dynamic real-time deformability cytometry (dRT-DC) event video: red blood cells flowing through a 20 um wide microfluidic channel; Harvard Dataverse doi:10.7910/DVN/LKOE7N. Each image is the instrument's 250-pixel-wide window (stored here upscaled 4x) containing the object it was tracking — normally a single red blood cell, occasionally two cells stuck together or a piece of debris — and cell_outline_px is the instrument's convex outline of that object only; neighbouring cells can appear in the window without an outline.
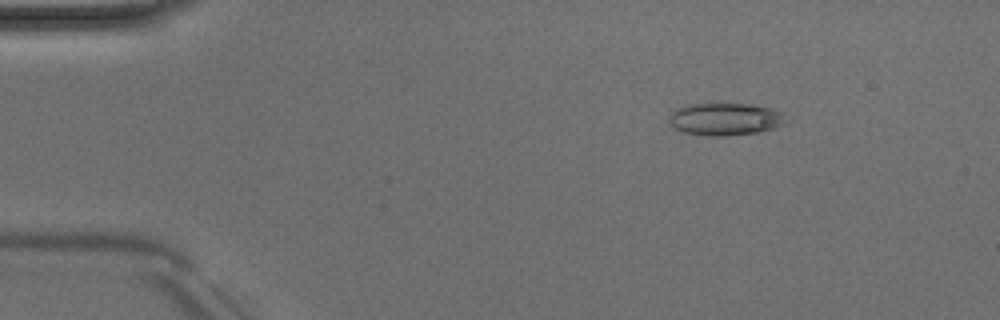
{"species": "Egyptian fruit bat (a non-hibernating species)", "species_latin": "Rousettus aegyptiacus", "temperature_condition": "room temperature", "stored_images_in_passage": 51, "camera_frame_rate_fps": 3000, "um_per_image_px": 0.085, "animal": {"sex": "male"}, "frame": {"image": 1, "passage_image": 8, "time_ms": 2.333, "image_size_px": [1000, 320], "cell_outline_px": [[788, 124], [756, 132], [724, 136], [708, 136], [684, 132], [676, 128], [668, 120], [672, 112], [688, 104], [752, 104], [784, 112]], "centroid_in_image_um": [61.69, 10.12], "position_along_channel_um": 23.3, "area_um2": 21.91}}
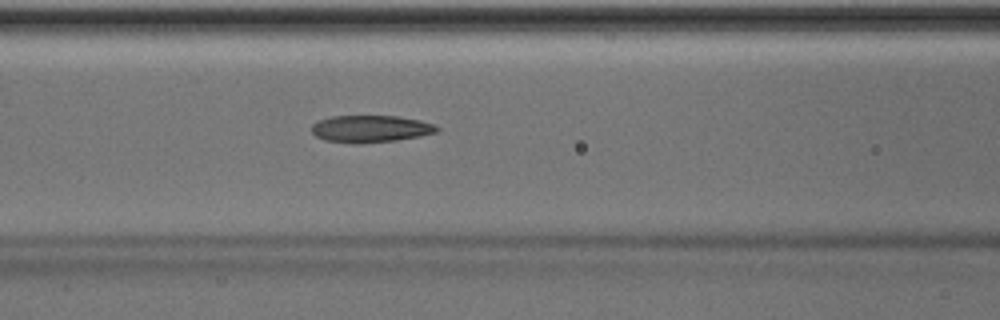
{"frame": {"image": 2, "passage_image": 22, "time_ms": 7.0, "image_size_px": [1000, 320], "cell_outline_px": [[440, 128], [436, 132], [420, 136], [396, 140], [360, 144], [356, 144], [324, 140], [316, 136], [312, 132], [312, 124], [316, 120], [332, 116], [396, 116], [420, 120], [436, 124]], "centroid_in_image_um": [31.48, 10.95], "position_along_channel_um": 135.1, "area_um2": 19.94}}
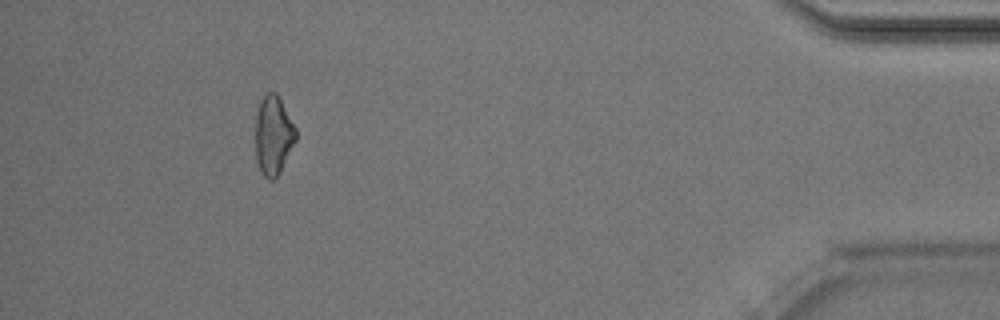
{"frame": {"image": 3, "passage_image": 47, "time_ms": 15.333, "image_size_px": [1000, 320], "cell_outline_px": [[296, 140], [280, 172], [272, 180], [268, 180], [264, 176], [256, 160], [256, 112], [260, 100], [268, 92], [276, 92], [296, 128]], "centroid_in_image_um": [23.23, 11.5], "position_along_channel_um": 412.0, "area_um2": 18.44}, "authors_computed_cell_mechanics": {"area_um2": 19.7098, "velocity_mm_per_s": 4.0308, "shape_relaxation_time_tau1_ms": 4.1333, "shape_relaxation_time_tau2_ms": 2.9051, "deformation_change_tau1": 0.1536, "deformation_change_tau2": 0.1257}}